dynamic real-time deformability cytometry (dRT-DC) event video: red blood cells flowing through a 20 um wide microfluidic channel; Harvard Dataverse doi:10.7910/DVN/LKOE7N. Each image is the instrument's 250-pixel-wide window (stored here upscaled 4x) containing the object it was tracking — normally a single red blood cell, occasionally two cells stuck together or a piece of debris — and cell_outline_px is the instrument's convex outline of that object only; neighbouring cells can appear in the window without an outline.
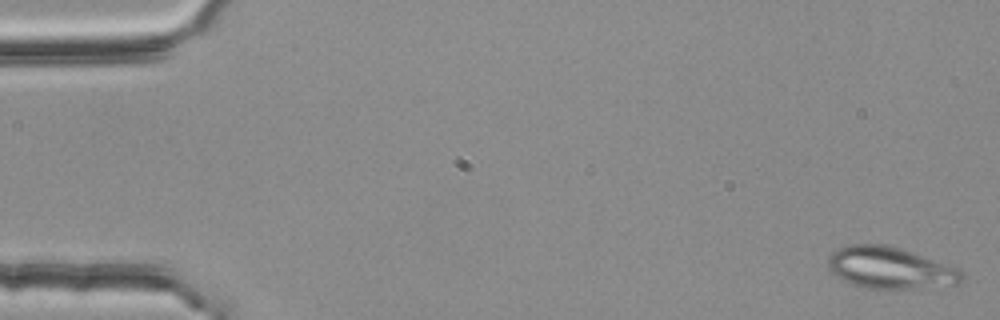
{"species": "common noctule bat (a hibernating species)", "species_latin": "Nyctalus noctula", "temperature_condition": "room temperature", "stored_images_in_passage": 52, "camera_frame_rate_fps": 3000, "um_per_image_px": 0.085, "animal": {"sex": "female", "body_mass_g": 25.1}, "frame": {"image": 1, "passage_image": 1, "time_ms": 0.0, "image_size_px": [1000, 320], "cell_outline_px": [[964, 280], [956, 284], [912, 288], [868, 288], [852, 284], [840, 280], [828, 268], [828, 256], [832, 252], [848, 244], [884, 244], [900, 248], [912, 252], [952, 268], [960, 272], [964, 276]], "centroid_in_image_um": [75.55, 22.76], "position_along_channel_um": 9.4, "area_um2": 31.79}}
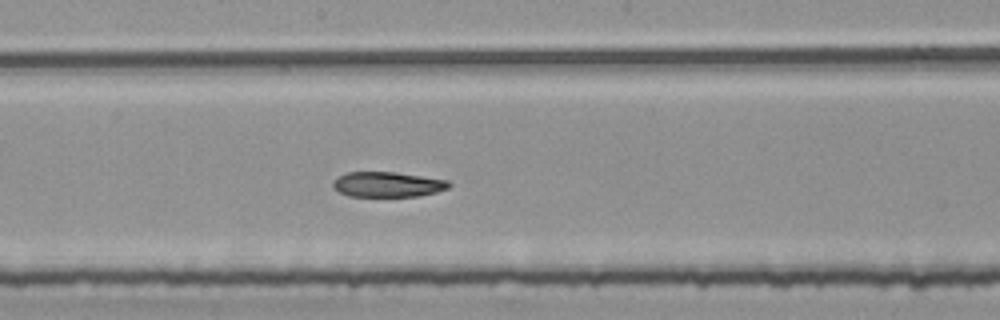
{"frame": {"image": 2, "passage_image": 29, "time_ms": 9.333, "image_size_px": [1000, 320], "cell_outline_px": [[452, 184], [448, 188], [436, 192], [416, 196], [348, 196], [332, 188], [332, 184], [336, 176], [348, 172], [396, 172], [448, 180]], "centroid_in_image_um": [32.92, 15.67], "position_along_channel_um": 215.3, "area_um2": 17.05}}
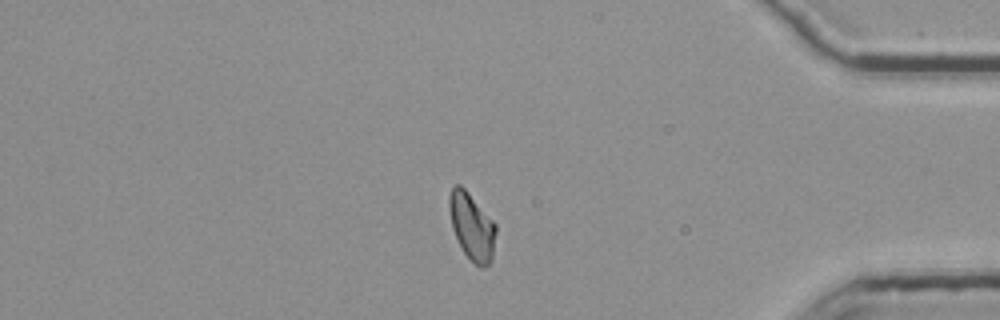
{"frame": {"image": 3, "passage_image": 46, "time_ms": 15.0, "image_size_px": [1000, 320], "cell_outline_px": [[496, 232], [492, 260], [484, 268], [480, 268], [464, 252], [452, 228], [448, 208], [448, 196], [452, 188], [456, 184], [460, 184], [468, 192], [496, 224]], "centroid_in_image_um": [40.1, 19.24], "position_along_channel_um": 395.1, "area_um2": 18.09}}